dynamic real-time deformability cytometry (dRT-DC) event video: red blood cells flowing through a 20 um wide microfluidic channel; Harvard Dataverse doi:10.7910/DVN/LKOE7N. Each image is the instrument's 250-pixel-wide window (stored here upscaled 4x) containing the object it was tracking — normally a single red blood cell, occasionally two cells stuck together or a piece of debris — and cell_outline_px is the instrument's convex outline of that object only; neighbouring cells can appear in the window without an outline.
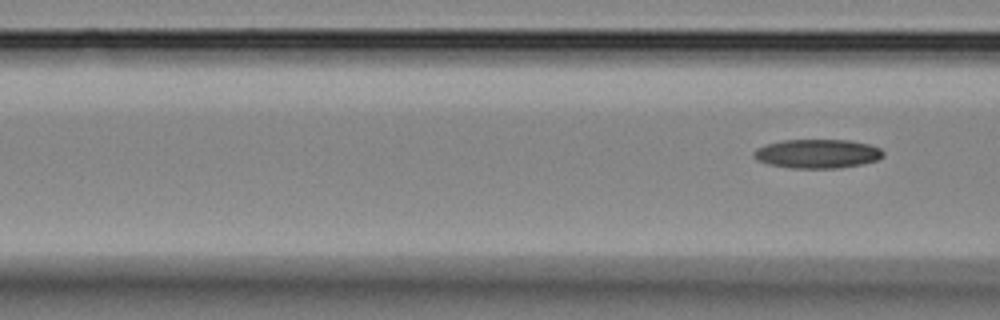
{"species": "Egyptian fruit bat (a non-hibernating species)", "species_latin": "Rousettus aegyptiacus", "temperature_condition": "room temperature", "stored_images_in_passage": 7, "camera_frame_rate_fps": 3000, "um_per_image_px": 0.085, "animal": {"sex": "female"}, "frame": {"image": 1, "passage_image": 7, "time_ms": 8.0, "image_size_px": [1000, 320], "cell_outline_px": [[884, 156], [876, 160], [860, 164], [836, 168], [792, 168], [768, 164], [756, 160], [752, 156], [752, 152], [756, 148], [764, 144], [780, 140], [852, 140], [868, 144], [880, 148], [884, 152]], "centroid_in_image_um": [69.42, 13.05], "position_along_channel_um": 97.2, "area_um2": 22.02}}